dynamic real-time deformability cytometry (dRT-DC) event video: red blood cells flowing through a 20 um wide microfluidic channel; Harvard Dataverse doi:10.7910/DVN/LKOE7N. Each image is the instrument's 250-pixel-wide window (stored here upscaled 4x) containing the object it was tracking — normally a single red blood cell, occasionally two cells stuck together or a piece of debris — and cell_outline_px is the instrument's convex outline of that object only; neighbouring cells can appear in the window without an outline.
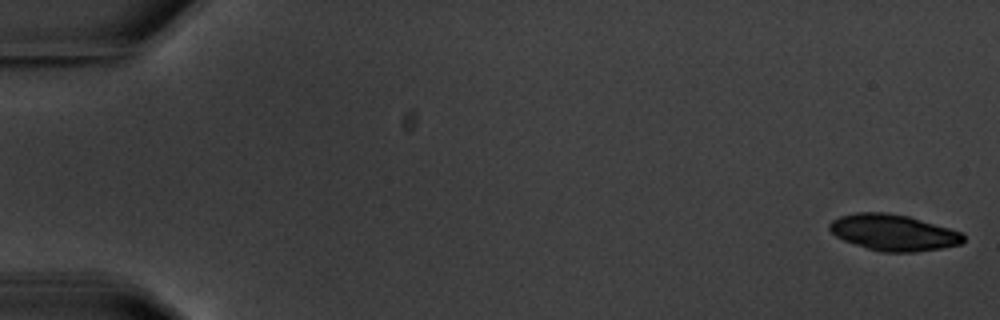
{"species": "common noctule bat (a hibernating species)", "species_latin": "Nyctalus noctula", "temperature_condition": "warm", "stored_images_in_passage": 6, "camera_frame_rate_fps": 3000, "um_per_image_px": 0.085, "animal": {"sex": "male", "body_mass_g": 20.1, "forearm_length_mm": 53.5}, "frame": {"image": 1, "passage_image": 1, "time_ms": 0.0, "image_size_px": [1000, 320], "cell_outline_px": [[964, 240], [960, 244], [940, 248], [916, 252], [880, 252], [844, 240], [836, 236], [828, 228], [828, 224], [832, 220], [840, 216], [856, 212], [884, 212], [908, 216], [948, 228], [960, 232], [964, 236]], "centroid_in_image_um": [75.91, 19.76], "position_along_channel_um": 9.1, "area_um2": 27.98}}